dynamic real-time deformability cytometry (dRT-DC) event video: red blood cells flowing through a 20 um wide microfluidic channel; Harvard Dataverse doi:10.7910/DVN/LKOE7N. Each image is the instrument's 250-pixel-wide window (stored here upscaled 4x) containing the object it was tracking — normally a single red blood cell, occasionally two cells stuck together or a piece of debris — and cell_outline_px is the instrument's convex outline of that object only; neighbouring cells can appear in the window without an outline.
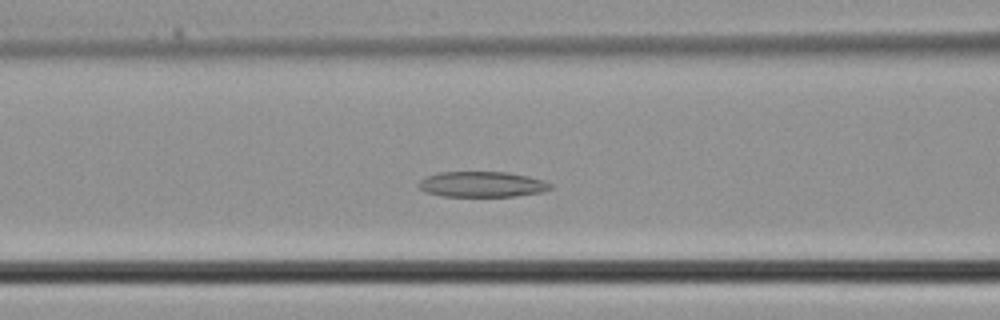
{"species": "common noctule bat (a hibernating species)", "species_latin": "Nyctalus noctula", "temperature_condition": "cold", "stored_images_in_passage": 38, "camera_frame_rate_fps": 3000, "um_per_image_px": 0.085, "animal": {"sex": "male", "body_mass_g": 21.5, "forearm_length_mm": 52.0}, "frame": {"image": 1, "passage_image": 14, "time_ms": 4.333, "image_size_px": [1000, 320], "cell_outline_px": [[552, 188], [544, 192], [516, 196], [444, 196], [424, 192], [420, 188], [420, 180], [424, 176], [440, 172], [508, 172], [528, 176], [544, 180], [552, 184]], "centroid_in_image_um": [41.0, 15.66], "position_along_channel_um": 125.6, "area_um2": 19.71}}
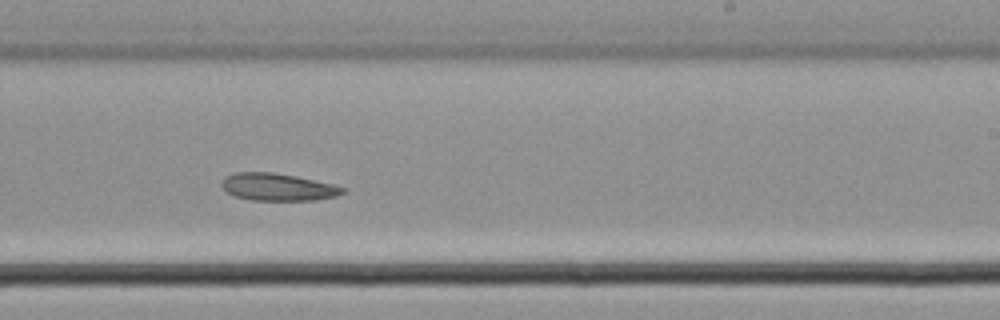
{"frame": {"image": 2, "passage_image": 22, "time_ms": 7.0, "image_size_px": [1000, 320], "cell_outline_px": [[344, 192], [336, 196], [316, 200], [252, 200], [236, 196], [228, 192], [220, 184], [224, 176], [232, 172], [272, 172], [296, 176], [332, 184], [344, 188]], "centroid_in_image_um": [23.57, 15.89], "position_along_channel_um": 265.4, "area_um2": 19.19}}
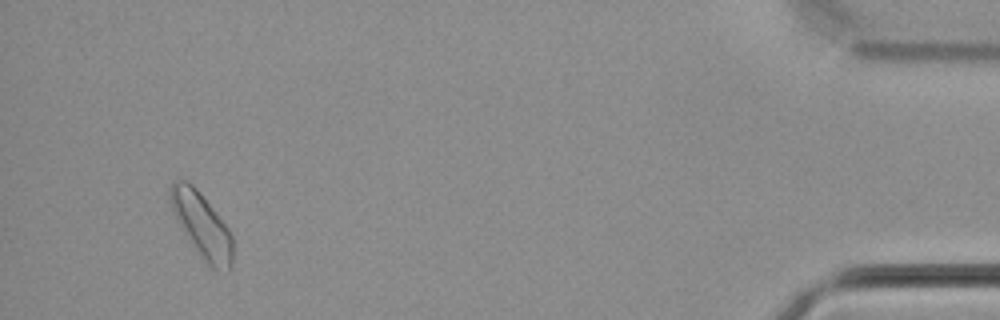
{"frame": {"image": 3, "passage_image": 35, "time_ms": 11.333, "image_size_px": [1000, 320], "cell_outline_px": [[232, 264], [228, 272], [212, 268], [200, 256], [176, 220], [172, 212], [168, 200], [168, 188], [172, 180], [184, 180], [192, 184], [200, 192], [228, 228], [232, 236]], "centroid_in_image_um": [17.11, 19.11], "position_along_channel_um": 418.1, "area_um2": 23.64}}